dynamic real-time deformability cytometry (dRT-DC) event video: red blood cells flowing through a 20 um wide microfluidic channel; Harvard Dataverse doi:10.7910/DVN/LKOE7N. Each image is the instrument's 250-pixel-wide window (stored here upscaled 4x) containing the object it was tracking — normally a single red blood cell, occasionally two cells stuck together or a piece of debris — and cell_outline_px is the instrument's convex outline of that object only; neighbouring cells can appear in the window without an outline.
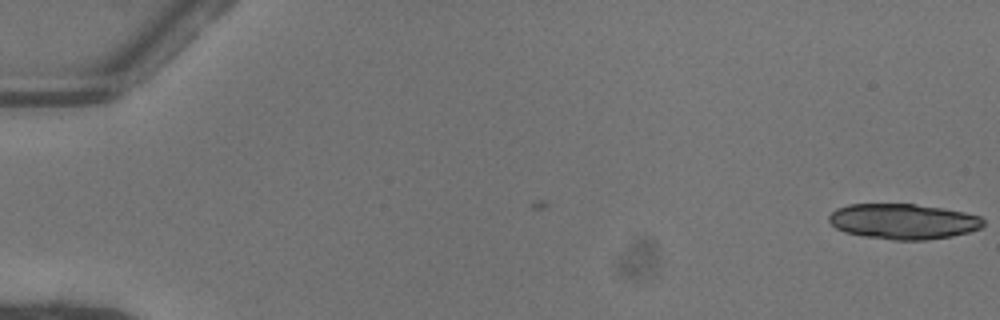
{"species": "common noctule bat (a hibernating species)", "species_latin": "Nyctalus noctula", "temperature_condition": "warm", "stored_images_in_passage": 2, "camera_frame_rate_fps": 3000, "um_per_image_px": 0.085, "animal": {"sex": "female"}, "frame": {"image": 1, "passage_image": 2, "time_ms": 0.333, "image_size_px": [1000, 320], "cell_outline_px": [[984, 224], [980, 228], [968, 232], [952, 236], [924, 240], [892, 240], [864, 236], [844, 232], [836, 228], [828, 220], [828, 216], [836, 208], [848, 204], [916, 204], [944, 208], [964, 212], [980, 216], [984, 220]], "centroid_in_image_um": [76.76, 18.81], "position_along_channel_um": 8.2, "area_um2": 31.96}}